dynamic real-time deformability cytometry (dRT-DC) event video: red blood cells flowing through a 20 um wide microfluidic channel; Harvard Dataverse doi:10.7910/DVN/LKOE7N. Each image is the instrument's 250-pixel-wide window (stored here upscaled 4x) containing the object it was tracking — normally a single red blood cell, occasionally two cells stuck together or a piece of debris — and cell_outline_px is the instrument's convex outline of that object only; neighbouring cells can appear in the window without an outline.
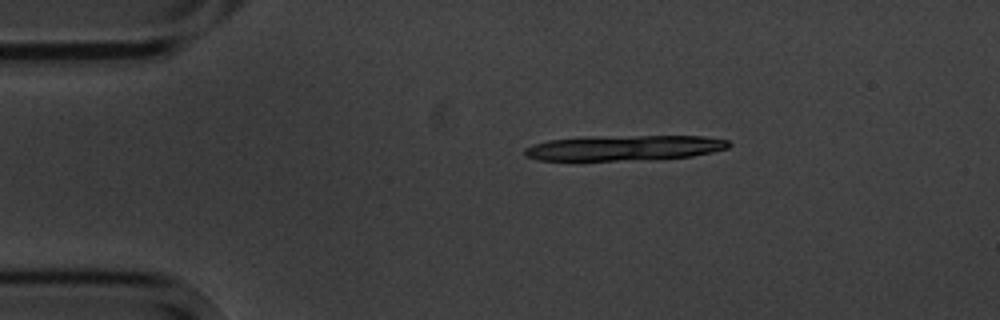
{"species": "common noctule bat (a hibernating species)", "species_latin": "Nyctalus noctula", "temperature_condition": "cold", "stored_images_in_passage": 5, "segment_of_instrument_passage": [1, 2], "camera_frame_rate_fps": 3000, "um_per_image_px": 0.085, "animal": {"sex": "male", "body_mass_g": 20.1, "forearm_length_mm": 53.5}, "frame": {"image": 1, "passage_image": 1, "time_ms": 0.0, "image_size_px": [1000, 320], "cell_outline_px": [[732, 144], [728, 148], [712, 152], [692, 156], [616, 160], [536, 160], [524, 156], [524, 148], [532, 144], [548, 140], [592, 136], [704, 136], [728, 140]], "centroid_in_image_um": [53.02, 12.55], "position_along_channel_um": 32.0, "area_um2": 29.94}}